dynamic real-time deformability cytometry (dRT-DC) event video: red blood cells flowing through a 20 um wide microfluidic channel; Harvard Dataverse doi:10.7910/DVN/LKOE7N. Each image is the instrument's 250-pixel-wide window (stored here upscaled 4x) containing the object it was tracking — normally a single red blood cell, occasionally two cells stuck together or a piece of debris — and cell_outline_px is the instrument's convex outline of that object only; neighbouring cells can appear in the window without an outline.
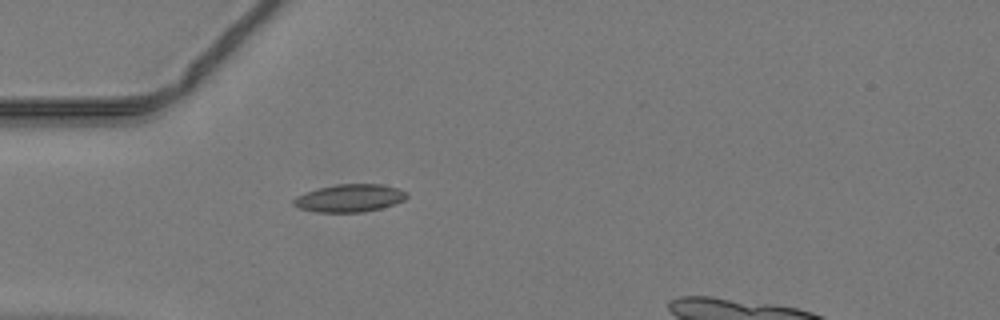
{"species": "common noctule bat (a hibernating species)", "species_latin": "Nyctalus noctula", "temperature_condition": "warm", "stored_images_in_passage": 30, "camera_frame_rate_fps": 3000, "um_per_image_px": 0.085, "animal": {"sex": "male", "body_mass_g": 19.2, "forearm_length_mm": 51.8}, "frame": {"image": 1, "passage_image": 1, "time_ms": 0.0, "image_size_px": [1000, 320], "cell_outline_px": [[408, 196], [404, 200], [380, 208], [364, 212], [316, 212], [300, 208], [292, 204], [292, 200], [296, 196], [304, 192], [336, 184], [380, 184], [396, 188], [408, 192]], "centroid_in_image_um": [29.69, 16.84], "position_along_channel_um": 55.3, "area_um2": 18.21}}
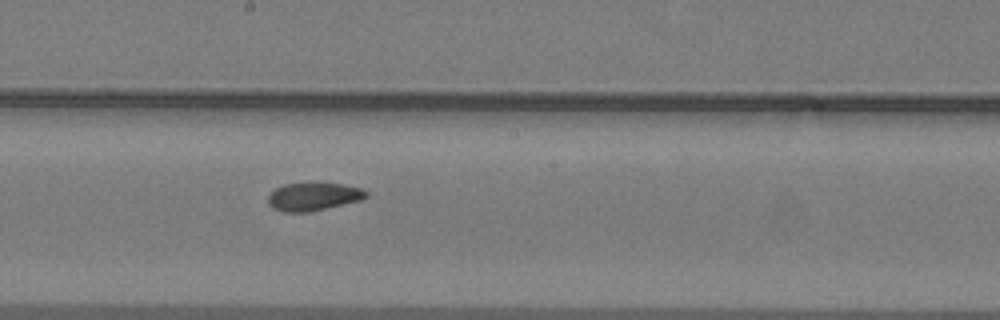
{"frame": {"image": 2, "passage_image": 13, "time_ms": 4.0, "image_size_px": [1000, 320], "cell_outline_px": [[368, 196], [364, 200], [312, 212], [280, 212], [272, 208], [268, 204], [268, 196], [276, 188], [284, 184], [320, 180], [344, 184], [360, 188], [368, 192]], "centroid_in_image_um": [26.68, 16.68], "position_along_channel_um": 221.5, "area_um2": 16.99}}
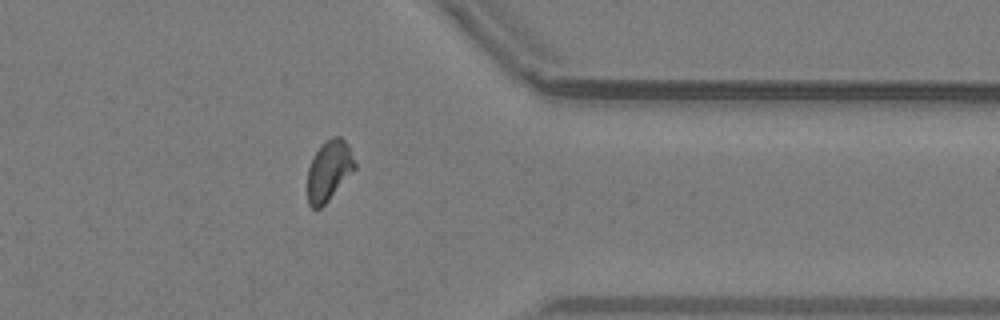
{"frame": {"image": 3, "passage_image": 25, "time_ms": 8.0, "image_size_px": [1000, 320], "cell_outline_px": [[356, 168], [328, 200], [320, 208], [312, 208], [308, 204], [308, 168], [312, 156], [320, 144], [332, 136], [340, 136], [348, 144], [356, 164]], "centroid_in_image_um": [27.95, 14.46], "position_along_channel_um": 383.4, "area_um2": 16.65}}